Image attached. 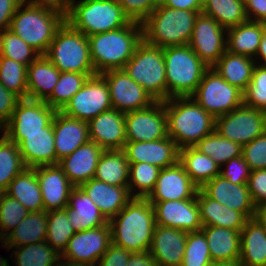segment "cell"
Here are the masks:
<instances>
[{"label":"cell","mask_w":266,"mask_h":266,"mask_svg":"<svg viewBox=\"0 0 266 266\" xmlns=\"http://www.w3.org/2000/svg\"><path fill=\"white\" fill-rule=\"evenodd\" d=\"M94 75L96 73L61 72L55 88L44 101L56 111H61L88 78Z\"/></svg>","instance_id":"b9f144b4"},{"label":"cell","mask_w":266,"mask_h":266,"mask_svg":"<svg viewBox=\"0 0 266 266\" xmlns=\"http://www.w3.org/2000/svg\"><path fill=\"white\" fill-rule=\"evenodd\" d=\"M41 54L23 41L11 30L2 31V54L1 56L13 59L16 62L29 66Z\"/></svg>","instance_id":"c3c4849f"},{"label":"cell","mask_w":266,"mask_h":266,"mask_svg":"<svg viewBox=\"0 0 266 266\" xmlns=\"http://www.w3.org/2000/svg\"><path fill=\"white\" fill-rule=\"evenodd\" d=\"M251 169L243 156L230 159L220 167V176L234 184H247Z\"/></svg>","instance_id":"11a10c76"},{"label":"cell","mask_w":266,"mask_h":266,"mask_svg":"<svg viewBox=\"0 0 266 266\" xmlns=\"http://www.w3.org/2000/svg\"><path fill=\"white\" fill-rule=\"evenodd\" d=\"M194 147L211 157L220 167L230 159L242 156V146L222 137L216 130L200 140Z\"/></svg>","instance_id":"7bdbcfd3"},{"label":"cell","mask_w":266,"mask_h":266,"mask_svg":"<svg viewBox=\"0 0 266 266\" xmlns=\"http://www.w3.org/2000/svg\"><path fill=\"white\" fill-rule=\"evenodd\" d=\"M108 222L114 245L131 253L149 251L156 221L153 205L146 198H132Z\"/></svg>","instance_id":"6da1fadb"},{"label":"cell","mask_w":266,"mask_h":266,"mask_svg":"<svg viewBox=\"0 0 266 266\" xmlns=\"http://www.w3.org/2000/svg\"><path fill=\"white\" fill-rule=\"evenodd\" d=\"M60 73L45 55H40L27 66V98L44 101L55 88Z\"/></svg>","instance_id":"f546056e"},{"label":"cell","mask_w":266,"mask_h":266,"mask_svg":"<svg viewBox=\"0 0 266 266\" xmlns=\"http://www.w3.org/2000/svg\"><path fill=\"white\" fill-rule=\"evenodd\" d=\"M4 192L19 201L28 212L44 211L41 188L34 168H25Z\"/></svg>","instance_id":"836d02e7"},{"label":"cell","mask_w":266,"mask_h":266,"mask_svg":"<svg viewBox=\"0 0 266 266\" xmlns=\"http://www.w3.org/2000/svg\"><path fill=\"white\" fill-rule=\"evenodd\" d=\"M179 162L199 189L220 175V166L211 157L201 153L195 147L180 149Z\"/></svg>","instance_id":"74e56055"},{"label":"cell","mask_w":266,"mask_h":266,"mask_svg":"<svg viewBox=\"0 0 266 266\" xmlns=\"http://www.w3.org/2000/svg\"><path fill=\"white\" fill-rule=\"evenodd\" d=\"M22 0H0V30L9 29L11 19Z\"/></svg>","instance_id":"91938a15"},{"label":"cell","mask_w":266,"mask_h":266,"mask_svg":"<svg viewBox=\"0 0 266 266\" xmlns=\"http://www.w3.org/2000/svg\"><path fill=\"white\" fill-rule=\"evenodd\" d=\"M25 168L19 146L5 136L0 140V189L5 191Z\"/></svg>","instance_id":"ee69618b"},{"label":"cell","mask_w":266,"mask_h":266,"mask_svg":"<svg viewBox=\"0 0 266 266\" xmlns=\"http://www.w3.org/2000/svg\"><path fill=\"white\" fill-rule=\"evenodd\" d=\"M29 5L46 6L67 13L69 3L66 0H22Z\"/></svg>","instance_id":"be15d7a7"},{"label":"cell","mask_w":266,"mask_h":266,"mask_svg":"<svg viewBox=\"0 0 266 266\" xmlns=\"http://www.w3.org/2000/svg\"><path fill=\"white\" fill-rule=\"evenodd\" d=\"M27 214L28 211L19 201L4 193L0 205V237L4 239Z\"/></svg>","instance_id":"816d5d0a"},{"label":"cell","mask_w":266,"mask_h":266,"mask_svg":"<svg viewBox=\"0 0 266 266\" xmlns=\"http://www.w3.org/2000/svg\"><path fill=\"white\" fill-rule=\"evenodd\" d=\"M123 70L155 101L167 100L163 48L150 45L142 40Z\"/></svg>","instance_id":"9c48e42d"},{"label":"cell","mask_w":266,"mask_h":266,"mask_svg":"<svg viewBox=\"0 0 266 266\" xmlns=\"http://www.w3.org/2000/svg\"><path fill=\"white\" fill-rule=\"evenodd\" d=\"M112 243L109 222L97 228L76 232L61 259L81 266H95Z\"/></svg>","instance_id":"4fadbf2b"},{"label":"cell","mask_w":266,"mask_h":266,"mask_svg":"<svg viewBox=\"0 0 266 266\" xmlns=\"http://www.w3.org/2000/svg\"><path fill=\"white\" fill-rule=\"evenodd\" d=\"M100 75L108 84L113 109L127 113L147 108L156 102L123 69L110 70Z\"/></svg>","instance_id":"9a60e30c"},{"label":"cell","mask_w":266,"mask_h":266,"mask_svg":"<svg viewBox=\"0 0 266 266\" xmlns=\"http://www.w3.org/2000/svg\"><path fill=\"white\" fill-rule=\"evenodd\" d=\"M0 245H2L3 246V239L0 237Z\"/></svg>","instance_id":"11e5206c"},{"label":"cell","mask_w":266,"mask_h":266,"mask_svg":"<svg viewBox=\"0 0 266 266\" xmlns=\"http://www.w3.org/2000/svg\"><path fill=\"white\" fill-rule=\"evenodd\" d=\"M0 84L8 91L13 92L20 99L27 98V66L9 59L0 57Z\"/></svg>","instance_id":"7dc6e473"},{"label":"cell","mask_w":266,"mask_h":266,"mask_svg":"<svg viewBox=\"0 0 266 266\" xmlns=\"http://www.w3.org/2000/svg\"><path fill=\"white\" fill-rule=\"evenodd\" d=\"M265 26V22L248 20L227 29L226 50L255 59Z\"/></svg>","instance_id":"d6a6232c"},{"label":"cell","mask_w":266,"mask_h":266,"mask_svg":"<svg viewBox=\"0 0 266 266\" xmlns=\"http://www.w3.org/2000/svg\"><path fill=\"white\" fill-rule=\"evenodd\" d=\"M66 21L87 37L131 22L117 0H74L69 4Z\"/></svg>","instance_id":"8992f818"},{"label":"cell","mask_w":266,"mask_h":266,"mask_svg":"<svg viewBox=\"0 0 266 266\" xmlns=\"http://www.w3.org/2000/svg\"><path fill=\"white\" fill-rule=\"evenodd\" d=\"M160 168L149 163H129L128 188L133 198H147L153 191Z\"/></svg>","instance_id":"bcb514c9"},{"label":"cell","mask_w":266,"mask_h":266,"mask_svg":"<svg viewBox=\"0 0 266 266\" xmlns=\"http://www.w3.org/2000/svg\"><path fill=\"white\" fill-rule=\"evenodd\" d=\"M94 178L114 186H128L129 162L123 150H104Z\"/></svg>","instance_id":"f35d334b"},{"label":"cell","mask_w":266,"mask_h":266,"mask_svg":"<svg viewBox=\"0 0 266 266\" xmlns=\"http://www.w3.org/2000/svg\"><path fill=\"white\" fill-rule=\"evenodd\" d=\"M126 266H157L149 251L132 253Z\"/></svg>","instance_id":"e7e4bbea"},{"label":"cell","mask_w":266,"mask_h":266,"mask_svg":"<svg viewBox=\"0 0 266 266\" xmlns=\"http://www.w3.org/2000/svg\"><path fill=\"white\" fill-rule=\"evenodd\" d=\"M199 13L202 11L172 9L160 4L141 23L143 40L160 48L187 45Z\"/></svg>","instance_id":"5b68a950"},{"label":"cell","mask_w":266,"mask_h":266,"mask_svg":"<svg viewBox=\"0 0 266 266\" xmlns=\"http://www.w3.org/2000/svg\"><path fill=\"white\" fill-rule=\"evenodd\" d=\"M89 139L104 150H122L127 142L125 113L116 109L102 112L88 121Z\"/></svg>","instance_id":"7402d4cb"},{"label":"cell","mask_w":266,"mask_h":266,"mask_svg":"<svg viewBox=\"0 0 266 266\" xmlns=\"http://www.w3.org/2000/svg\"><path fill=\"white\" fill-rule=\"evenodd\" d=\"M142 40V24L135 21L113 31L88 36L96 74L123 69Z\"/></svg>","instance_id":"3957f363"},{"label":"cell","mask_w":266,"mask_h":266,"mask_svg":"<svg viewBox=\"0 0 266 266\" xmlns=\"http://www.w3.org/2000/svg\"><path fill=\"white\" fill-rule=\"evenodd\" d=\"M69 4L72 2V1H74V0H66Z\"/></svg>","instance_id":"2a66077c"},{"label":"cell","mask_w":266,"mask_h":266,"mask_svg":"<svg viewBox=\"0 0 266 266\" xmlns=\"http://www.w3.org/2000/svg\"><path fill=\"white\" fill-rule=\"evenodd\" d=\"M5 136H6V124L0 120V140H2Z\"/></svg>","instance_id":"2644e50d"},{"label":"cell","mask_w":266,"mask_h":266,"mask_svg":"<svg viewBox=\"0 0 266 266\" xmlns=\"http://www.w3.org/2000/svg\"><path fill=\"white\" fill-rule=\"evenodd\" d=\"M201 231L206 236L212 261L240 259V231L217 226H203Z\"/></svg>","instance_id":"d590c367"},{"label":"cell","mask_w":266,"mask_h":266,"mask_svg":"<svg viewBox=\"0 0 266 266\" xmlns=\"http://www.w3.org/2000/svg\"><path fill=\"white\" fill-rule=\"evenodd\" d=\"M255 62L259 65L266 66V26L263 28V36L257 51Z\"/></svg>","instance_id":"03108f58"},{"label":"cell","mask_w":266,"mask_h":266,"mask_svg":"<svg viewBox=\"0 0 266 266\" xmlns=\"http://www.w3.org/2000/svg\"><path fill=\"white\" fill-rule=\"evenodd\" d=\"M56 112L45 101L20 99L6 124V134L45 133Z\"/></svg>","instance_id":"ac0fdd59"},{"label":"cell","mask_w":266,"mask_h":266,"mask_svg":"<svg viewBox=\"0 0 266 266\" xmlns=\"http://www.w3.org/2000/svg\"><path fill=\"white\" fill-rule=\"evenodd\" d=\"M132 253L111 243L95 266H126Z\"/></svg>","instance_id":"6f0895ef"},{"label":"cell","mask_w":266,"mask_h":266,"mask_svg":"<svg viewBox=\"0 0 266 266\" xmlns=\"http://www.w3.org/2000/svg\"><path fill=\"white\" fill-rule=\"evenodd\" d=\"M227 29L212 17L199 13L188 45L194 53L212 68L226 51Z\"/></svg>","instance_id":"5bb4252c"},{"label":"cell","mask_w":266,"mask_h":266,"mask_svg":"<svg viewBox=\"0 0 266 266\" xmlns=\"http://www.w3.org/2000/svg\"><path fill=\"white\" fill-rule=\"evenodd\" d=\"M204 0H161L162 6L172 9L202 11Z\"/></svg>","instance_id":"6125c7cd"},{"label":"cell","mask_w":266,"mask_h":266,"mask_svg":"<svg viewBox=\"0 0 266 266\" xmlns=\"http://www.w3.org/2000/svg\"><path fill=\"white\" fill-rule=\"evenodd\" d=\"M4 191L0 189V205H1V202H2V199H3V195H4Z\"/></svg>","instance_id":"34e18365"},{"label":"cell","mask_w":266,"mask_h":266,"mask_svg":"<svg viewBox=\"0 0 266 266\" xmlns=\"http://www.w3.org/2000/svg\"><path fill=\"white\" fill-rule=\"evenodd\" d=\"M10 259H6L3 256H0V266H7L9 264L10 261H8Z\"/></svg>","instance_id":"8c879c8a"},{"label":"cell","mask_w":266,"mask_h":266,"mask_svg":"<svg viewBox=\"0 0 266 266\" xmlns=\"http://www.w3.org/2000/svg\"><path fill=\"white\" fill-rule=\"evenodd\" d=\"M202 13L225 29L248 21L245 0H204Z\"/></svg>","instance_id":"ab89813d"},{"label":"cell","mask_w":266,"mask_h":266,"mask_svg":"<svg viewBox=\"0 0 266 266\" xmlns=\"http://www.w3.org/2000/svg\"><path fill=\"white\" fill-rule=\"evenodd\" d=\"M155 212L156 225L198 232L203 227L197 194L192 199L150 202Z\"/></svg>","instance_id":"e0dca14e"},{"label":"cell","mask_w":266,"mask_h":266,"mask_svg":"<svg viewBox=\"0 0 266 266\" xmlns=\"http://www.w3.org/2000/svg\"><path fill=\"white\" fill-rule=\"evenodd\" d=\"M208 266H243L239 259L230 261H212Z\"/></svg>","instance_id":"a7ac6f4b"},{"label":"cell","mask_w":266,"mask_h":266,"mask_svg":"<svg viewBox=\"0 0 266 266\" xmlns=\"http://www.w3.org/2000/svg\"><path fill=\"white\" fill-rule=\"evenodd\" d=\"M242 156L251 171L266 169V132L243 145Z\"/></svg>","instance_id":"f5cc1de1"},{"label":"cell","mask_w":266,"mask_h":266,"mask_svg":"<svg viewBox=\"0 0 266 266\" xmlns=\"http://www.w3.org/2000/svg\"><path fill=\"white\" fill-rule=\"evenodd\" d=\"M167 100L191 96L209 68L187 45L163 48Z\"/></svg>","instance_id":"52a82bcc"},{"label":"cell","mask_w":266,"mask_h":266,"mask_svg":"<svg viewBox=\"0 0 266 266\" xmlns=\"http://www.w3.org/2000/svg\"><path fill=\"white\" fill-rule=\"evenodd\" d=\"M212 262L206 236L202 231L188 232L181 266H208Z\"/></svg>","instance_id":"681fc988"},{"label":"cell","mask_w":266,"mask_h":266,"mask_svg":"<svg viewBox=\"0 0 266 266\" xmlns=\"http://www.w3.org/2000/svg\"><path fill=\"white\" fill-rule=\"evenodd\" d=\"M80 187L108 221L116 216L133 198L128 186L109 185L95 178L82 183Z\"/></svg>","instance_id":"83f0119b"},{"label":"cell","mask_w":266,"mask_h":266,"mask_svg":"<svg viewBox=\"0 0 266 266\" xmlns=\"http://www.w3.org/2000/svg\"><path fill=\"white\" fill-rule=\"evenodd\" d=\"M243 266H266V232L255 219H248L240 231V259Z\"/></svg>","instance_id":"1f68e13d"},{"label":"cell","mask_w":266,"mask_h":266,"mask_svg":"<svg viewBox=\"0 0 266 266\" xmlns=\"http://www.w3.org/2000/svg\"><path fill=\"white\" fill-rule=\"evenodd\" d=\"M198 189L178 161L173 166L160 169L155 187L146 199L149 202L192 199Z\"/></svg>","instance_id":"44dd1931"},{"label":"cell","mask_w":266,"mask_h":266,"mask_svg":"<svg viewBox=\"0 0 266 266\" xmlns=\"http://www.w3.org/2000/svg\"><path fill=\"white\" fill-rule=\"evenodd\" d=\"M3 248L12 251L10 256L14 259H10L13 266H54L61 258V254L47 242Z\"/></svg>","instance_id":"60d3db41"},{"label":"cell","mask_w":266,"mask_h":266,"mask_svg":"<svg viewBox=\"0 0 266 266\" xmlns=\"http://www.w3.org/2000/svg\"><path fill=\"white\" fill-rule=\"evenodd\" d=\"M104 149L95 142L89 141L78 147L69 156L58 162L69 181L74 186H80L94 178L99 158Z\"/></svg>","instance_id":"4316f807"},{"label":"cell","mask_w":266,"mask_h":266,"mask_svg":"<svg viewBox=\"0 0 266 266\" xmlns=\"http://www.w3.org/2000/svg\"><path fill=\"white\" fill-rule=\"evenodd\" d=\"M255 59L227 50L212 67L229 84L244 92L251 82Z\"/></svg>","instance_id":"e575fe53"},{"label":"cell","mask_w":266,"mask_h":266,"mask_svg":"<svg viewBox=\"0 0 266 266\" xmlns=\"http://www.w3.org/2000/svg\"><path fill=\"white\" fill-rule=\"evenodd\" d=\"M247 186L254 205H266V169L251 171Z\"/></svg>","instance_id":"9f6ffc18"},{"label":"cell","mask_w":266,"mask_h":266,"mask_svg":"<svg viewBox=\"0 0 266 266\" xmlns=\"http://www.w3.org/2000/svg\"><path fill=\"white\" fill-rule=\"evenodd\" d=\"M215 130L241 146L266 132V112L245 104L216 118Z\"/></svg>","instance_id":"8fae6325"},{"label":"cell","mask_w":266,"mask_h":266,"mask_svg":"<svg viewBox=\"0 0 266 266\" xmlns=\"http://www.w3.org/2000/svg\"><path fill=\"white\" fill-rule=\"evenodd\" d=\"M188 232L156 225L149 253L157 266H181Z\"/></svg>","instance_id":"d4e9b609"},{"label":"cell","mask_w":266,"mask_h":266,"mask_svg":"<svg viewBox=\"0 0 266 266\" xmlns=\"http://www.w3.org/2000/svg\"><path fill=\"white\" fill-rule=\"evenodd\" d=\"M243 104L266 112V66L256 63L251 82L243 92Z\"/></svg>","instance_id":"f907efd6"},{"label":"cell","mask_w":266,"mask_h":266,"mask_svg":"<svg viewBox=\"0 0 266 266\" xmlns=\"http://www.w3.org/2000/svg\"><path fill=\"white\" fill-rule=\"evenodd\" d=\"M2 54V31L0 30V57Z\"/></svg>","instance_id":"753ad0ef"},{"label":"cell","mask_w":266,"mask_h":266,"mask_svg":"<svg viewBox=\"0 0 266 266\" xmlns=\"http://www.w3.org/2000/svg\"><path fill=\"white\" fill-rule=\"evenodd\" d=\"M54 266H81V265H76L74 263L65 261L60 258V260Z\"/></svg>","instance_id":"89a4df30"},{"label":"cell","mask_w":266,"mask_h":266,"mask_svg":"<svg viewBox=\"0 0 266 266\" xmlns=\"http://www.w3.org/2000/svg\"><path fill=\"white\" fill-rule=\"evenodd\" d=\"M65 20L64 12L22 2L11 19L9 30L44 55Z\"/></svg>","instance_id":"277c9868"},{"label":"cell","mask_w":266,"mask_h":266,"mask_svg":"<svg viewBox=\"0 0 266 266\" xmlns=\"http://www.w3.org/2000/svg\"><path fill=\"white\" fill-rule=\"evenodd\" d=\"M125 130L127 141H156L167 137L164 101H156L147 108L125 113Z\"/></svg>","instance_id":"2e32d148"},{"label":"cell","mask_w":266,"mask_h":266,"mask_svg":"<svg viewBox=\"0 0 266 266\" xmlns=\"http://www.w3.org/2000/svg\"><path fill=\"white\" fill-rule=\"evenodd\" d=\"M110 109L112 103L108 84L100 74H96L88 78L60 112L68 117L88 122Z\"/></svg>","instance_id":"7c38bea8"},{"label":"cell","mask_w":266,"mask_h":266,"mask_svg":"<svg viewBox=\"0 0 266 266\" xmlns=\"http://www.w3.org/2000/svg\"><path fill=\"white\" fill-rule=\"evenodd\" d=\"M201 190L223 206L241 212L247 219L254 218L256 206L251 199L247 184H234L217 175Z\"/></svg>","instance_id":"603a6c76"},{"label":"cell","mask_w":266,"mask_h":266,"mask_svg":"<svg viewBox=\"0 0 266 266\" xmlns=\"http://www.w3.org/2000/svg\"><path fill=\"white\" fill-rule=\"evenodd\" d=\"M47 212H28L25 218L4 239L3 247H19L46 242Z\"/></svg>","instance_id":"8d00e7d4"},{"label":"cell","mask_w":266,"mask_h":266,"mask_svg":"<svg viewBox=\"0 0 266 266\" xmlns=\"http://www.w3.org/2000/svg\"><path fill=\"white\" fill-rule=\"evenodd\" d=\"M122 150L129 163H149L160 169L179 161V148L169 136L156 141H127Z\"/></svg>","instance_id":"ffe728a7"},{"label":"cell","mask_w":266,"mask_h":266,"mask_svg":"<svg viewBox=\"0 0 266 266\" xmlns=\"http://www.w3.org/2000/svg\"><path fill=\"white\" fill-rule=\"evenodd\" d=\"M6 136L19 146L27 168L57 165L53 121L45 127V133L6 134Z\"/></svg>","instance_id":"d6986e66"},{"label":"cell","mask_w":266,"mask_h":266,"mask_svg":"<svg viewBox=\"0 0 266 266\" xmlns=\"http://www.w3.org/2000/svg\"><path fill=\"white\" fill-rule=\"evenodd\" d=\"M191 97L215 119L243 104V92L208 68Z\"/></svg>","instance_id":"30bf717a"},{"label":"cell","mask_w":266,"mask_h":266,"mask_svg":"<svg viewBox=\"0 0 266 266\" xmlns=\"http://www.w3.org/2000/svg\"><path fill=\"white\" fill-rule=\"evenodd\" d=\"M60 72L96 73L88 37L66 20L44 54Z\"/></svg>","instance_id":"ba28073f"},{"label":"cell","mask_w":266,"mask_h":266,"mask_svg":"<svg viewBox=\"0 0 266 266\" xmlns=\"http://www.w3.org/2000/svg\"><path fill=\"white\" fill-rule=\"evenodd\" d=\"M124 14L130 19L142 23L161 3V0H117Z\"/></svg>","instance_id":"db71d44e"},{"label":"cell","mask_w":266,"mask_h":266,"mask_svg":"<svg viewBox=\"0 0 266 266\" xmlns=\"http://www.w3.org/2000/svg\"><path fill=\"white\" fill-rule=\"evenodd\" d=\"M197 203L203 226L225 227L241 231L248 220L241 212L211 199L201 189L197 191Z\"/></svg>","instance_id":"4dcf8cb0"},{"label":"cell","mask_w":266,"mask_h":266,"mask_svg":"<svg viewBox=\"0 0 266 266\" xmlns=\"http://www.w3.org/2000/svg\"><path fill=\"white\" fill-rule=\"evenodd\" d=\"M254 218L263 226L266 232V205L256 207Z\"/></svg>","instance_id":"003e7915"},{"label":"cell","mask_w":266,"mask_h":266,"mask_svg":"<svg viewBox=\"0 0 266 266\" xmlns=\"http://www.w3.org/2000/svg\"><path fill=\"white\" fill-rule=\"evenodd\" d=\"M20 98L0 84V120L7 124Z\"/></svg>","instance_id":"680465c9"},{"label":"cell","mask_w":266,"mask_h":266,"mask_svg":"<svg viewBox=\"0 0 266 266\" xmlns=\"http://www.w3.org/2000/svg\"><path fill=\"white\" fill-rule=\"evenodd\" d=\"M75 233L65 209L47 212L46 242L59 254L64 252Z\"/></svg>","instance_id":"f6af8a7d"},{"label":"cell","mask_w":266,"mask_h":266,"mask_svg":"<svg viewBox=\"0 0 266 266\" xmlns=\"http://www.w3.org/2000/svg\"><path fill=\"white\" fill-rule=\"evenodd\" d=\"M54 146L58 162L90 141L88 122L57 111L53 118Z\"/></svg>","instance_id":"484cf974"},{"label":"cell","mask_w":266,"mask_h":266,"mask_svg":"<svg viewBox=\"0 0 266 266\" xmlns=\"http://www.w3.org/2000/svg\"><path fill=\"white\" fill-rule=\"evenodd\" d=\"M75 232L106 225L108 220L80 186H74L64 208Z\"/></svg>","instance_id":"f1b7e54d"},{"label":"cell","mask_w":266,"mask_h":266,"mask_svg":"<svg viewBox=\"0 0 266 266\" xmlns=\"http://www.w3.org/2000/svg\"><path fill=\"white\" fill-rule=\"evenodd\" d=\"M46 212L64 209L74 185L57 165L35 167Z\"/></svg>","instance_id":"cb8c5ba5"},{"label":"cell","mask_w":266,"mask_h":266,"mask_svg":"<svg viewBox=\"0 0 266 266\" xmlns=\"http://www.w3.org/2000/svg\"><path fill=\"white\" fill-rule=\"evenodd\" d=\"M249 21L266 23V0H245Z\"/></svg>","instance_id":"94428289"},{"label":"cell","mask_w":266,"mask_h":266,"mask_svg":"<svg viewBox=\"0 0 266 266\" xmlns=\"http://www.w3.org/2000/svg\"><path fill=\"white\" fill-rule=\"evenodd\" d=\"M167 134L180 149L194 147L215 131L216 119L191 96L172 97L164 101Z\"/></svg>","instance_id":"7a4b0ae2"}]
</instances>
